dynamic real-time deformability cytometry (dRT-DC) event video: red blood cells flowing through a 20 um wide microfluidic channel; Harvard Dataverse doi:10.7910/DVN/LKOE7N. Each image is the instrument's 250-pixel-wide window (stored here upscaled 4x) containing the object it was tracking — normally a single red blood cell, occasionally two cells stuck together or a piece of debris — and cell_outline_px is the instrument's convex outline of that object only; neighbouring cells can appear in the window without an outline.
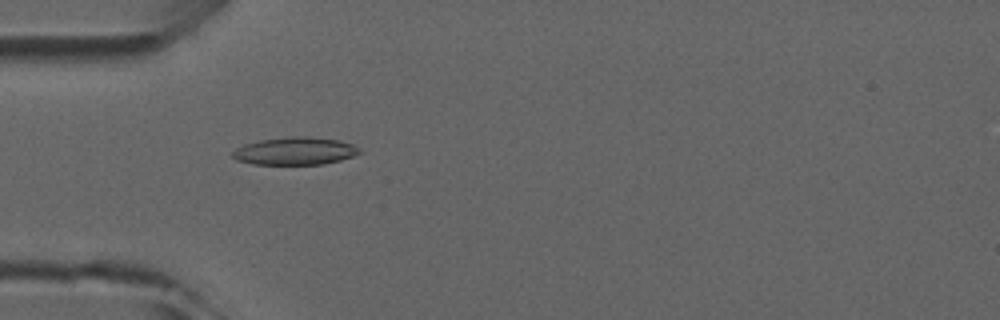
{"species": "common noctule bat (a hibernating species)", "species_latin": "Nyctalus noctula", "temperature_condition": "room temperature", "stored_images_in_passage": 6, "camera_frame_rate_fps": 3000, "um_per_image_px": 0.085, "animal": {"sex": "male", "forearm_length_mm": 52.5}, "frame": {"image": 1, "passage_image": 5, "time_ms": 4.667, "image_size_px": [1000, 320], "cell_outline_px": [[360, 152], [352, 156], [340, 160], [324, 164], [252, 164], [236, 160], [232, 156], [232, 152], [236, 148], [244, 144], [260, 140], [288, 136], [308, 136], [340, 140], [352, 144], [360, 148]], "centroid_in_image_um": [25.06, 12.83], "position_along_channel_um": 59.9, "area_um2": 20.52}}
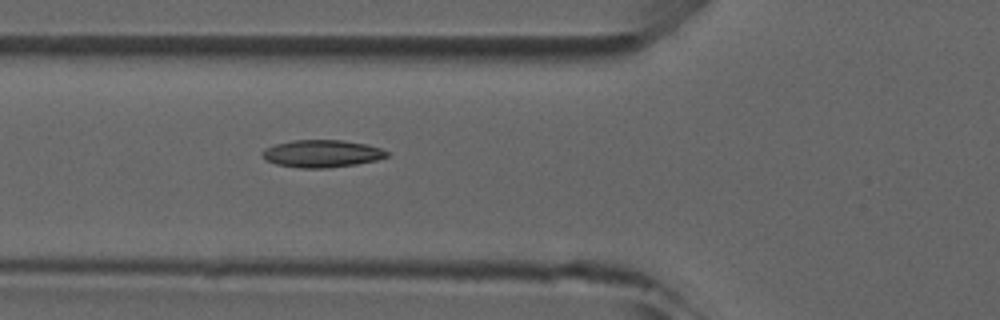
{"frame": {"image": 2, "passage_image": 6, "time_ms": 5.667, "image_size_px": [1000, 320], "cell_outline_px": [[388, 156], [376, 160], [356, 164], [328, 168], [300, 168], [276, 164], [264, 160], [260, 152], [264, 148], [276, 144], [292, 140], [344, 140], [368, 144], [380, 148], [388, 152]], "centroid_in_image_um": [27.33, 13.05], "position_along_channel_um": 98.5, "area_um2": 20.06}}